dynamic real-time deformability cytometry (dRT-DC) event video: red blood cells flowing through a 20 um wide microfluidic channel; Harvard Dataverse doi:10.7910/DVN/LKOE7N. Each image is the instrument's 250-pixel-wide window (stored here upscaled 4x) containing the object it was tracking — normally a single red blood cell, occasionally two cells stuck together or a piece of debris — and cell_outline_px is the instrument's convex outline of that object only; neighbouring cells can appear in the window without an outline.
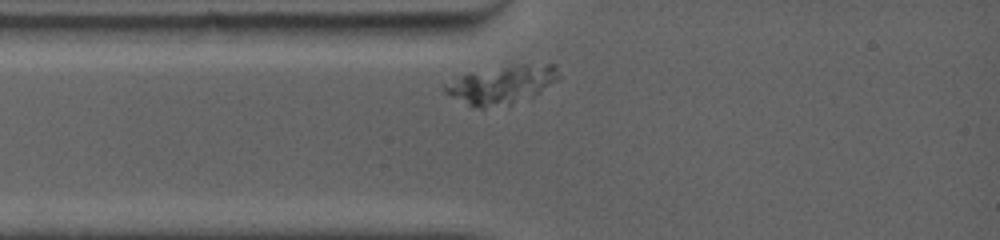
{"species": "common noctule bat (a hibernating species)", "species_latin": "Nyctalus noctula", "temperature_condition": "warm", "stored_images_in_passage": 3, "camera_frame_rate_fps": 5000, "um_per_image_px": 0.085, "animal": {"sex": "female", "body_mass_g": 19.0, "forearm_length_mm": 53.3}, "frame": {"image": 1, "passage_image": 1, "time_ms": 0.0, "image_size_px": [1000, 240], "cell_outline_px": [[560, 76], [556, 80], [532, 96], [508, 108], [480, 108], [468, 104], [444, 92], [444, 88], [468, 72], [548, 64], [556, 64]], "centroid_in_image_um": [42.69, 7.27], "position_along_channel_um": 42.3, "area_um2": 24.33}}
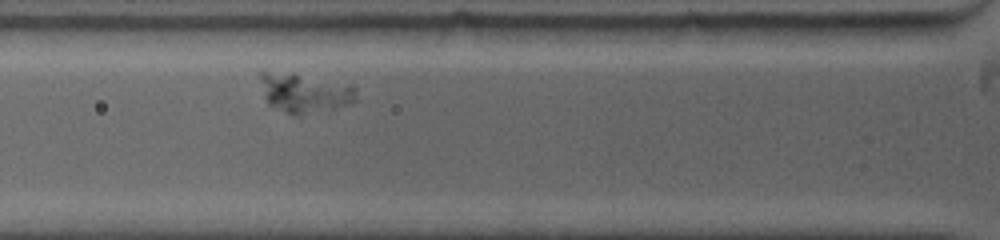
{"frame": {"image": 2, "passage_image": 3, "time_ms": 1.6, "image_size_px": [1000, 240], "cell_outline_px": [[356, 100], [348, 104], [332, 108], [300, 112], [288, 112], [268, 104], [260, 76], [260, 72], [268, 72], [352, 84], [356, 88]], "centroid_in_image_um": [25.95, 7.88], "position_along_channel_um": 99.9, "area_um2": 20.11}}